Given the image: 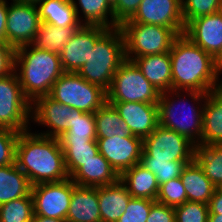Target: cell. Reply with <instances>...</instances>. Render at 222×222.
<instances>
[{"mask_svg": "<svg viewBox=\"0 0 222 222\" xmlns=\"http://www.w3.org/2000/svg\"><path fill=\"white\" fill-rule=\"evenodd\" d=\"M129 126L132 135L142 139L148 137L159 125L158 103L108 102Z\"/></svg>", "mask_w": 222, "mask_h": 222, "instance_id": "cell-18", "label": "cell"}, {"mask_svg": "<svg viewBox=\"0 0 222 222\" xmlns=\"http://www.w3.org/2000/svg\"><path fill=\"white\" fill-rule=\"evenodd\" d=\"M15 52L8 43H0V78L14 72Z\"/></svg>", "mask_w": 222, "mask_h": 222, "instance_id": "cell-43", "label": "cell"}, {"mask_svg": "<svg viewBox=\"0 0 222 222\" xmlns=\"http://www.w3.org/2000/svg\"><path fill=\"white\" fill-rule=\"evenodd\" d=\"M216 66L218 71L222 74V51L221 53L215 58Z\"/></svg>", "mask_w": 222, "mask_h": 222, "instance_id": "cell-48", "label": "cell"}, {"mask_svg": "<svg viewBox=\"0 0 222 222\" xmlns=\"http://www.w3.org/2000/svg\"><path fill=\"white\" fill-rule=\"evenodd\" d=\"M37 7L43 23L61 28L82 26L71 0H43Z\"/></svg>", "mask_w": 222, "mask_h": 222, "instance_id": "cell-28", "label": "cell"}, {"mask_svg": "<svg viewBox=\"0 0 222 222\" xmlns=\"http://www.w3.org/2000/svg\"><path fill=\"white\" fill-rule=\"evenodd\" d=\"M125 42L127 60L146 55L170 52L174 40L185 28H167L143 23H122L119 26Z\"/></svg>", "mask_w": 222, "mask_h": 222, "instance_id": "cell-6", "label": "cell"}, {"mask_svg": "<svg viewBox=\"0 0 222 222\" xmlns=\"http://www.w3.org/2000/svg\"><path fill=\"white\" fill-rule=\"evenodd\" d=\"M195 147L185 136L158 125L143 139L140 161H194Z\"/></svg>", "mask_w": 222, "mask_h": 222, "instance_id": "cell-10", "label": "cell"}, {"mask_svg": "<svg viewBox=\"0 0 222 222\" xmlns=\"http://www.w3.org/2000/svg\"><path fill=\"white\" fill-rule=\"evenodd\" d=\"M132 61L160 93L172 90V67L169 52L137 57Z\"/></svg>", "mask_w": 222, "mask_h": 222, "instance_id": "cell-19", "label": "cell"}, {"mask_svg": "<svg viewBox=\"0 0 222 222\" xmlns=\"http://www.w3.org/2000/svg\"><path fill=\"white\" fill-rule=\"evenodd\" d=\"M185 26L193 19L222 10V0H181Z\"/></svg>", "mask_w": 222, "mask_h": 222, "instance_id": "cell-36", "label": "cell"}, {"mask_svg": "<svg viewBox=\"0 0 222 222\" xmlns=\"http://www.w3.org/2000/svg\"><path fill=\"white\" fill-rule=\"evenodd\" d=\"M14 1L21 2V3H29V4L38 5L43 0H14Z\"/></svg>", "mask_w": 222, "mask_h": 222, "instance_id": "cell-49", "label": "cell"}, {"mask_svg": "<svg viewBox=\"0 0 222 222\" xmlns=\"http://www.w3.org/2000/svg\"><path fill=\"white\" fill-rule=\"evenodd\" d=\"M192 161H140V164L152 172L158 185L181 176L183 169Z\"/></svg>", "mask_w": 222, "mask_h": 222, "instance_id": "cell-35", "label": "cell"}, {"mask_svg": "<svg viewBox=\"0 0 222 222\" xmlns=\"http://www.w3.org/2000/svg\"><path fill=\"white\" fill-rule=\"evenodd\" d=\"M222 144V87L207 93L203 108L201 145Z\"/></svg>", "mask_w": 222, "mask_h": 222, "instance_id": "cell-22", "label": "cell"}, {"mask_svg": "<svg viewBox=\"0 0 222 222\" xmlns=\"http://www.w3.org/2000/svg\"><path fill=\"white\" fill-rule=\"evenodd\" d=\"M76 186L70 177L60 182L33 185L31 195L34 215L65 220Z\"/></svg>", "mask_w": 222, "mask_h": 222, "instance_id": "cell-11", "label": "cell"}, {"mask_svg": "<svg viewBox=\"0 0 222 222\" xmlns=\"http://www.w3.org/2000/svg\"><path fill=\"white\" fill-rule=\"evenodd\" d=\"M169 54L172 67V90H195L208 93L222 87L221 73L217 69L215 58L184 34L174 40Z\"/></svg>", "mask_w": 222, "mask_h": 222, "instance_id": "cell-2", "label": "cell"}, {"mask_svg": "<svg viewBox=\"0 0 222 222\" xmlns=\"http://www.w3.org/2000/svg\"><path fill=\"white\" fill-rule=\"evenodd\" d=\"M142 0H112L114 20L121 25L137 11Z\"/></svg>", "mask_w": 222, "mask_h": 222, "instance_id": "cell-41", "label": "cell"}, {"mask_svg": "<svg viewBox=\"0 0 222 222\" xmlns=\"http://www.w3.org/2000/svg\"><path fill=\"white\" fill-rule=\"evenodd\" d=\"M154 200L145 198H131L125 213L117 222H146Z\"/></svg>", "mask_w": 222, "mask_h": 222, "instance_id": "cell-39", "label": "cell"}, {"mask_svg": "<svg viewBox=\"0 0 222 222\" xmlns=\"http://www.w3.org/2000/svg\"><path fill=\"white\" fill-rule=\"evenodd\" d=\"M48 96L85 113H95L106 102L104 89L72 72H64L54 83Z\"/></svg>", "mask_w": 222, "mask_h": 222, "instance_id": "cell-7", "label": "cell"}, {"mask_svg": "<svg viewBox=\"0 0 222 222\" xmlns=\"http://www.w3.org/2000/svg\"><path fill=\"white\" fill-rule=\"evenodd\" d=\"M28 177L15 164L0 167V205L31 195Z\"/></svg>", "mask_w": 222, "mask_h": 222, "instance_id": "cell-27", "label": "cell"}, {"mask_svg": "<svg viewBox=\"0 0 222 222\" xmlns=\"http://www.w3.org/2000/svg\"><path fill=\"white\" fill-rule=\"evenodd\" d=\"M64 153L67 173L71 177L84 162L94 158L99 153L97 142L59 141Z\"/></svg>", "mask_w": 222, "mask_h": 222, "instance_id": "cell-31", "label": "cell"}, {"mask_svg": "<svg viewBox=\"0 0 222 222\" xmlns=\"http://www.w3.org/2000/svg\"><path fill=\"white\" fill-rule=\"evenodd\" d=\"M209 214H220L222 215V192L217 188L213 193V196L210 198L208 203Z\"/></svg>", "mask_w": 222, "mask_h": 222, "instance_id": "cell-45", "label": "cell"}, {"mask_svg": "<svg viewBox=\"0 0 222 222\" xmlns=\"http://www.w3.org/2000/svg\"><path fill=\"white\" fill-rule=\"evenodd\" d=\"M18 136L17 131L0 127V167L15 164Z\"/></svg>", "mask_w": 222, "mask_h": 222, "instance_id": "cell-40", "label": "cell"}, {"mask_svg": "<svg viewBox=\"0 0 222 222\" xmlns=\"http://www.w3.org/2000/svg\"><path fill=\"white\" fill-rule=\"evenodd\" d=\"M184 35L216 58L222 51V10L191 20Z\"/></svg>", "mask_w": 222, "mask_h": 222, "instance_id": "cell-17", "label": "cell"}, {"mask_svg": "<svg viewBox=\"0 0 222 222\" xmlns=\"http://www.w3.org/2000/svg\"><path fill=\"white\" fill-rule=\"evenodd\" d=\"M125 60L123 32L120 27L109 28L96 41L87 62L77 73L107 91L115 72Z\"/></svg>", "mask_w": 222, "mask_h": 222, "instance_id": "cell-5", "label": "cell"}, {"mask_svg": "<svg viewBox=\"0 0 222 222\" xmlns=\"http://www.w3.org/2000/svg\"><path fill=\"white\" fill-rule=\"evenodd\" d=\"M63 222H72V221H69V220L65 219Z\"/></svg>", "mask_w": 222, "mask_h": 222, "instance_id": "cell-51", "label": "cell"}, {"mask_svg": "<svg viewBox=\"0 0 222 222\" xmlns=\"http://www.w3.org/2000/svg\"><path fill=\"white\" fill-rule=\"evenodd\" d=\"M96 138L126 137L132 135L129 126L121 119L112 104L105 102L95 113Z\"/></svg>", "mask_w": 222, "mask_h": 222, "instance_id": "cell-30", "label": "cell"}, {"mask_svg": "<svg viewBox=\"0 0 222 222\" xmlns=\"http://www.w3.org/2000/svg\"><path fill=\"white\" fill-rule=\"evenodd\" d=\"M82 25L116 28L112 0H71Z\"/></svg>", "mask_w": 222, "mask_h": 222, "instance_id": "cell-24", "label": "cell"}, {"mask_svg": "<svg viewBox=\"0 0 222 222\" xmlns=\"http://www.w3.org/2000/svg\"><path fill=\"white\" fill-rule=\"evenodd\" d=\"M94 113L72 109L71 127L58 137L59 141L97 142Z\"/></svg>", "mask_w": 222, "mask_h": 222, "instance_id": "cell-33", "label": "cell"}, {"mask_svg": "<svg viewBox=\"0 0 222 222\" xmlns=\"http://www.w3.org/2000/svg\"><path fill=\"white\" fill-rule=\"evenodd\" d=\"M180 178L186 190L187 201L209 203L216 186L206 177L195 160L186 165Z\"/></svg>", "mask_w": 222, "mask_h": 222, "instance_id": "cell-26", "label": "cell"}, {"mask_svg": "<svg viewBox=\"0 0 222 222\" xmlns=\"http://www.w3.org/2000/svg\"><path fill=\"white\" fill-rule=\"evenodd\" d=\"M71 180L81 187H99L116 183L119 175L110 163L98 153L94 158L84 162L71 177Z\"/></svg>", "mask_w": 222, "mask_h": 222, "instance_id": "cell-20", "label": "cell"}, {"mask_svg": "<svg viewBox=\"0 0 222 222\" xmlns=\"http://www.w3.org/2000/svg\"><path fill=\"white\" fill-rule=\"evenodd\" d=\"M8 1L0 0V43H6Z\"/></svg>", "mask_w": 222, "mask_h": 222, "instance_id": "cell-44", "label": "cell"}, {"mask_svg": "<svg viewBox=\"0 0 222 222\" xmlns=\"http://www.w3.org/2000/svg\"><path fill=\"white\" fill-rule=\"evenodd\" d=\"M101 222H117L132 198L120 179L113 184L97 187Z\"/></svg>", "mask_w": 222, "mask_h": 222, "instance_id": "cell-21", "label": "cell"}, {"mask_svg": "<svg viewBox=\"0 0 222 222\" xmlns=\"http://www.w3.org/2000/svg\"><path fill=\"white\" fill-rule=\"evenodd\" d=\"M29 130L19 133L15 163L31 185L60 182L69 178L58 138Z\"/></svg>", "mask_w": 222, "mask_h": 222, "instance_id": "cell-1", "label": "cell"}, {"mask_svg": "<svg viewBox=\"0 0 222 222\" xmlns=\"http://www.w3.org/2000/svg\"><path fill=\"white\" fill-rule=\"evenodd\" d=\"M156 201L171 207L184 204L187 201V194L181 178L171 179L159 185Z\"/></svg>", "mask_w": 222, "mask_h": 222, "instance_id": "cell-37", "label": "cell"}, {"mask_svg": "<svg viewBox=\"0 0 222 222\" xmlns=\"http://www.w3.org/2000/svg\"><path fill=\"white\" fill-rule=\"evenodd\" d=\"M14 71L25 97L31 103L38 97L49 95L54 83L64 73L60 55L32 44L16 49Z\"/></svg>", "mask_w": 222, "mask_h": 222, "instance_id": "cell-4", "label": "cell"}, {"mask_svg": "<svg viewBox=\"0 0 222 222\" xmlns=\"http://www.w3.org/2000/svg\"><path fill=\"white\" fill-rule=\"evenodd\" d=\"M206 96L207 93L195 90H169L160 93L159 125L185 136L196 146L201 145Z\"/></svg>", "mask_w": 222, "mask_h": 222, "instance_id": "cell-3", "label": "cell"}, {"mask_svg": "<svg viewBox=\"0 0 222 222\" xmlns=\"http://www.w3.org/2000/svg\"><path fill=\"white\" fill-rule=\"evenodd\" d=\"M66 219L72 222H101L97 187L73 189Z\"/></svg>", "mask_w": 222, "mask_h": 222, "instance_id": "cell-23", "label": "cell"}, {"mask_svg": "<svg viewBox=\"0 0 222 222\" xmlns=\"http://www.w3.org/2000/svg\"><path fill=\"white\" fill-rule=\"evenodd\" d=\"M81 26L57 27L41 22L32 45L60 55L62 48Z\"/></svg>", "mask_w": 222, "mask_h": 222, "instance_id": "cell-29", "label": "cell"}, {"mask_svg": "<svg viewBox=\"0 0 222 222\" xmlns=\"http://www.w3.org/2000/svg\"><path fill=\"white\" fill-rule=\"evenodd\" d=\"M146 222H176L174 207L155 201Z\"/></svg>", "mask_w": 222, "mask_h": 222, "instance_id": "cell-42", "label": "cell"}, {"mask_svg": "<svg viewBox=\"0 0 222 222\" xmlns=\"http://www.w3.org/2000/svg\"><path fill=\"white\" fill-rule=\"evenodd\" d=\"M217 189L222 192V183L217 187Z\"/></svg>", "mask_w": 222, "mask_h": 222, "instance_id": "cell-50", "label": "cell"}, {"mask_svg": "<svg viewBox=\"0 0 222 222\" xmlns=\"http://www.w3.org/2000/svg\"><path fill=\"white\" fill-rule=\"evenodd\" d=\"M123 23H143L185 28L181 0H142L135 14Z\"/></svg>", "mask_w": 222, "mask_h": 222, "instance_id": "cell-16", "label": "cell"}, {"mask_svg": "<svg viewBox=\"0 0 222 222\" xmlns=\"http://www.w3.org/2000/svg\"><path fill=\"white\" fill-rule=\"evenodd\" d=\"M174 210L176 222H208V204L186 201Z\"/></svg>", "mask_w": 222, "mask_h": 222, "instance_id": "cell-38", "label": "cell"}, {"mask_svg": "<svg viewBox=\"0 0 222 222\" xmlns=\"http://www.w3.org/2000/svg\"><path fill=\"white\" fill-rule=\"evenodd\" d=\"M108 29L102 26L82 25L61 50L60 62L63 71L77 73L87 62L96 41Z\"/></svg>", "mask_w": 222, "mask_h": 222, "instance_id": "cell-15", "label": "cell"}, {"mask_svg": "<svg viewBox=\"0 0 222 222\" xmlns=\"http://www.w3.org/2000/svg\"><path fill=\"white\" fill-rule=\"evenodd\" d=\"M99 153L120 176L133 165L140 163L143 139L134 135L126 137L97 138Z\"/></svg>", "mask_w": 222, "mask_h": 222, "instance_id": "cell-14", "label": "cell"}, {"mask_svg": "<svg viewBox=\"0 0 222 222\" xmlns=\"http://www.w3.org/2000/svg\"><path fill=\"white\" fill-rule=\"evenodd\" d=\"M72 109L48 95L38 97L31 105V123L45 128L36 133L58 138L71 127Z\"/></svg>", "mask_w": 222, "mask_h": 222, "instance_id": "cell-13", "label": "cell"}, {"mask_svg": "<svg viewBox=\"0 0 222 222\" xmlns=\"http://www.w3.org/2000/svg\"><path fill=\"white\" fill-rule=\"evenodd\" d=\"M31 105L15 71L0 78V127L18 133L33 128L30 122Z\"/></svg>", "mask_w": 222, "mask_h": 222, "instance_id": "cell-9", "label": "cell"}, {"mask_svg": "<svg viewBox=\"0 0 222 222\" xmlns=\"http://www.w3.org/2000/svg\"><path fill=\"white\" fill-rule=\"evenodd\" d=\"M160 92L144 77L137 65L125 60L106 91V102L158 103Z\"/></svg>", "mask_w": 222, "mask_h": 222, "instance_id": "cell-8", "label": "cell"}, {"mask_svg": "<svg viewBox=\"0 0 222 222\" xmlns=\"http://www.w3.org/2000/svg\"><path fill=\"white\" fill-rule=\"evenodd\" d=\"M8 2L6 43L15 49L33 43L41 23L37 5Z\"/></svg>", "mask_w": 222, "mask_h": 222, "instance_id": "cell-12", "label": "cell"}, {"mask_svg": "<svg viewBox=\"0 0 222 222\" xmlns=\"http://www.w3.org/2000/svg\"><path fill=\"white\" fill-rule=\"evenodd\" d=\"M62 219L48 218L44 216L33 215L32 222H63Z\"/></svg>", "mask_w": 222, "mask_h": 222, "instance_id": "cell-46", "label": "cell"}, {"mask_svg": "<svg viewBox=\"0 0 222 222\" xmlns=\"http://www.w3.org/2000/svg\"><path fill=\"white\" fill-rule=\"evenodd\" d=\"M133 198L156 201L159 185L156 176L140 163L133 165L119 176Z\"/></svg>", "mask_w": 222, "mask_h": 222, "instance_id": "cell-25", "label": "cell"}, {"mask_svg": "<svg viewBox=\"0 0 222 222\" xmlns=\"http://www.w3.org/2000/svg\"><path fill=\"white\" fill-rule=\"evenodd\" d=\"M194 160L217 188L222 183V144L196 146Z\"/></svg>", "mask_w": 222, "mask_h": 222, "instance_id": "cell-32", "label": "cell"}, {"mask_svg": "<svg viewBox=\"0 0 222 222\" xmlns=\"http://www.w3.org/2000/svg\"><path fill=\"white\" fill-rule=\"evenodd\" d=\"M208 222H222V215L208 214Z\"/></svg>", "mask_w": 222, "mask_h": 222, "instance_id": "cell-47", "label": "cell"}, {"mask_svg": "<svg viewBox=\"0 0 222 222\" xmlns=\"http://www.w3.org/2000/svg\"><path fill=\"white\" fill-rule=\"evenodd\" d=\"M33 215L32 195L0 205V222H32Z\"/></svg>", "mask_w": 222, "mask_h": 222, "instance_id": "cell-34", "label": "cell"}]
</instances>
